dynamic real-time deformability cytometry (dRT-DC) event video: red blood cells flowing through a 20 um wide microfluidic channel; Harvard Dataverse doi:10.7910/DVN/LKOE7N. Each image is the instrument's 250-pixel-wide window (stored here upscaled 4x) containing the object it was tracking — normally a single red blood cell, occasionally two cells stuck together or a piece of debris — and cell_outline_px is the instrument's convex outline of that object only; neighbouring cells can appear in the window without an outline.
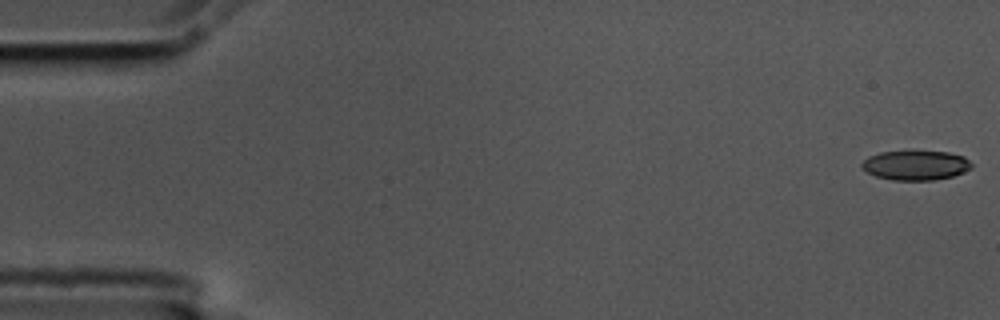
{"species": "common noctule bat (a hibernating species)", "species_latin": "Nyctalus noctula", "temperature_condition": "cold", "stored_images_in_passage": 56, "camera_frame_rate_fps": 3000, "um_per_image_px": 0.085, "animal": {"sex": "male", "body_mass_g": 17.5, "forearm_length_mm": 52.3}, "frame": {"image": 1, "passage_image": 1, "time_ms": 0.0, "image_size_px": [1000, 320], "cell_outline_px": [[972, 168], [964, 172], [952, 176], [936, 180], [892, 180], [876, 176], [868, 172], [860, 164], [868, 156], [880, 152], [912, 148], [916, 148], [948, 152], [964, 156], [972, 164]], "centroid_in_image_um": [77.84, 13.99], "position_along_channel_um": 7.2, "area_um2": 19.77}}
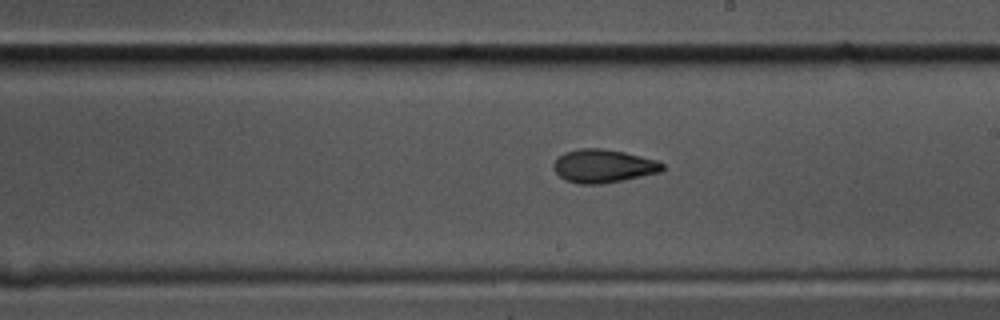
{"frame": {"image": 2, "passage_image": 32, "time_ms": 10.333, "image_size_px": [1000, 320], "cell_outline_px": [[664, 168], [660, 172], [600, 184], [580, 184], [564, 180], [552, 168], [552, 164], [556, 156], [564, 152], [580, 148], [600, 148], [624, 152], [656, 160], [664, 164]], "centroid_in_image_um": [51.21, 14.1], "position_along_channel_um": 237.8, "area_um2": 21.1}}
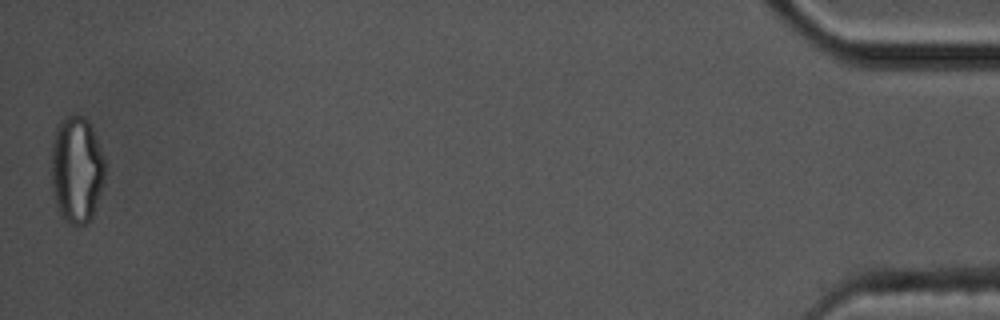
{"frame": {"image": 3, "passage_image": 56, "time_ms": 18.333, "image_size_px": [1000, 320], "cell_outline_px": [[104, 180], [92, 216], [84, 224], [68, 224], [60, 216], [56, 204], [52, 188], [52, 144], [56, 128], [60, 120], [68, 116], [84, 116], [88, 120], [96, 136], [104, 156]], "centroid_in_image_um": [6.51, 14.41], "position_along_channel_um": 428.7, "area_um2": 33.23}, "authors_computed_cell_mechanics": {"area_um2": 20.8658, "velocity_mm_per_s": 3.5706, "shape_relaxation_time_tau1_ms": null, "shape_relaxation_time_tau2_ms": 3.3237, "deformation_change_tau1": null, "deformation_change_tau2": 0.0955}}